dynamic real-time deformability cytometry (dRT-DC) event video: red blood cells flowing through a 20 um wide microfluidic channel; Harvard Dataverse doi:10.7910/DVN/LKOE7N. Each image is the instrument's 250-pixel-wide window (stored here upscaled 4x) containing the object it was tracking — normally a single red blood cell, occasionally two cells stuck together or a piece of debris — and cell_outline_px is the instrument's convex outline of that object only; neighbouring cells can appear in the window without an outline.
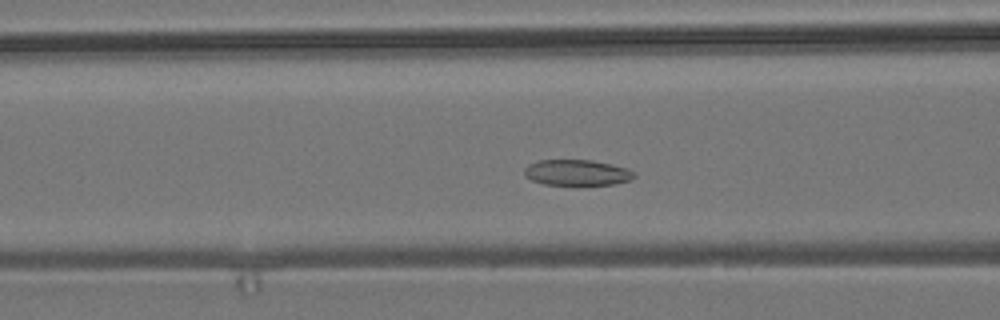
{"species": "common noctule bat (a hibernating species)", "species_latin": "Nyctalus noctula", "temperature_condition": "room temperature", "stored_images_in_passage": 53, "camera_frame_rate_fps": 3000, "um_per_image_px": 0.085, "animal": {"sex": "male", "body_mass_g": 19.2, "forearm_length_mm": 51.8}, "frame": {"image": 1, "passage_image": 18, "time_ms": 5.667, "image_size_px": [1000, 320], "cell_outline_px": [[636, 176], [632, 180], [612, 184], [544, 184], [532, 180], [524, 176], [524, 168], [528, 164], [540, 160], [592, 160], [628, 168], [636, 172]], "centroid_in_image_um": [49.06, 14.66], "position_along_channel_um": 117.5, "area_um2": 16.47}}
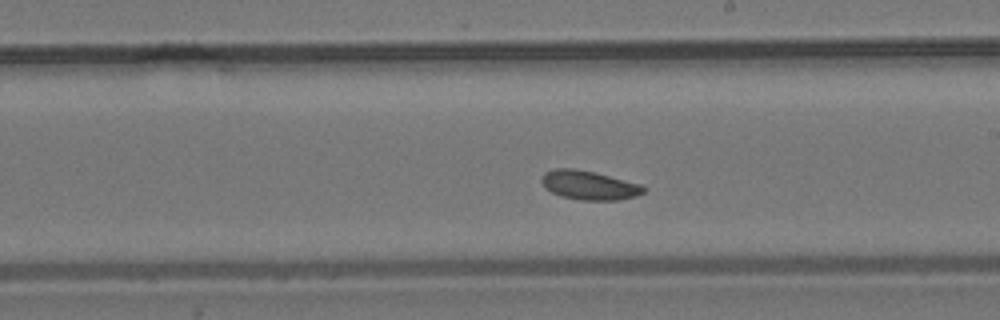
{"frame": {"image": 2, "passage_image": 28, "time_ms": 9.0, "image_size_px": [1000, 320], "cell_outline_px": [[648, 188], [644, 192], [636, 196], [620, 200], [580, 200], [560, 196], [544, 188], [540, 180], [544, 172], [556, 168], [572, 168], [592, 172], [640, 184]], "centroid_in_image_um": [50.05, 15.75], "position_along_channel_um": 239.0, "area_um2": 17.22}}
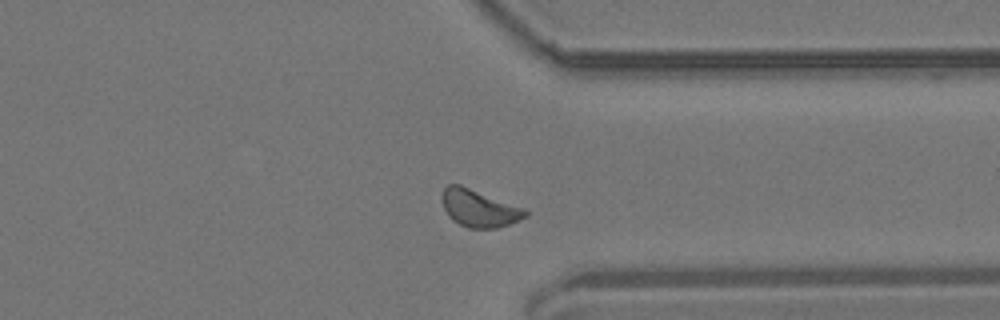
{"frame": {"image": 3, "passage_image": 39, "time_ms": 12.667, "image_size_px": [1000, 320], "cell_outline_px": [[528, 216], [520, 220], [496, 228], [468, 228], [452, 220], [448, 216], [444, 208], [440, 196], [444, 188], [448, 184], [460, 184], [524, 208], [528, 212]], "centroid_in_image_um": [40.7, 17.7], "position_along_channel_um": 370.7, "area_um2": 18.15}}